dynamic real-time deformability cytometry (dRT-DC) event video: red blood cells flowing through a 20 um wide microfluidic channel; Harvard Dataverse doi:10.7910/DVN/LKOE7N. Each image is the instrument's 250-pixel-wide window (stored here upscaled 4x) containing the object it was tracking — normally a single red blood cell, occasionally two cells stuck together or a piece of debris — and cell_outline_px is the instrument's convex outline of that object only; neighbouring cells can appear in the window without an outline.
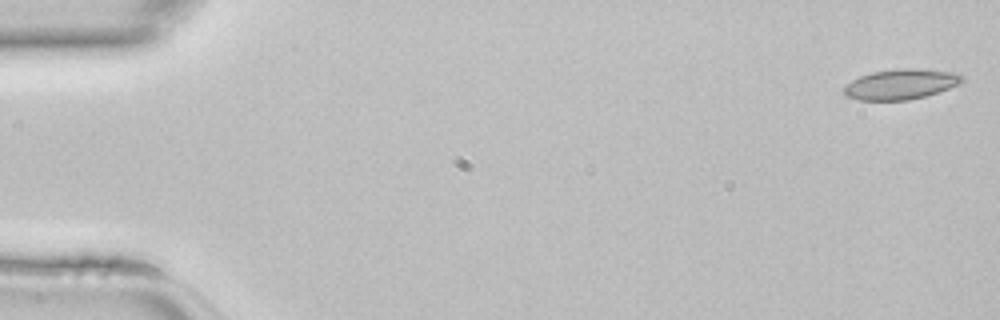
{"species": "common noctule bat (a hibernating species)", "species_latin": "Nyctalus noctula", "temperature_condition": "room temperature", "stored_images_in_passage": 45, "camera_frame_rate_fps": 3000, "um_per_image_px": 0.085, "animal": {"sex": "female", "body_mass_g": 22.7, "forearm_length_mm": 54.2}, "frame": {"image": 1, "passage_image": 1, "time_ms": 0.0, "image_size_px": [1000, 320], "cell_outline_px": [[964, 80], [948, 88], [924, 96], [908, 100], [860, 100], [848, 96], [844, 92], [844, 88], [852, 80], [860, 76], [872, 72], [896, 68], [920, 68], [960, 72], [964, 76]], "centroid_in_image_um": [76.61, 7.13], "position_along_channel_um": 8.4, "area_um2": 20.81}}
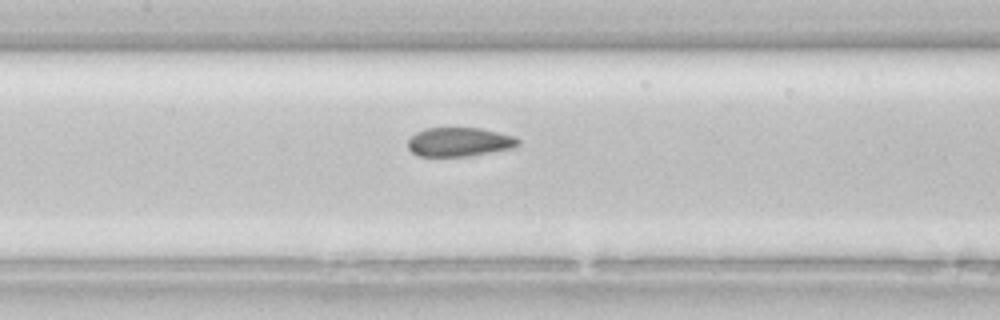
{"frame": {"image": 2, "passage_image": 21, "time_ms": 6.667, "image_size_px": [1000, 320], "cell_outline_px": [[520, 144], [516, 148], [468, 156], [416, 156], [408, 148], [408, 140], [416, 132], [424, 128], [480, 128], [516, 136], [520, 140]], "centroid_in_image_um": [39.07, 12.07], "position_along_channel_um": 168.3, "area_um2": 18.84}}
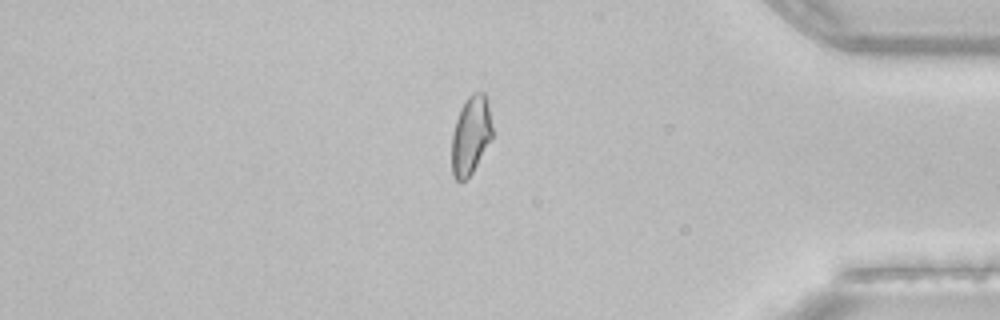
{"frame": {"image": 3, "passage_image": 38, "time_ms": 12.333, "image_size_px": [1000, 320], "cell_outline_px": [[492, 140], [472, 172], [464, 180], [456, 180], [452, 176], [452, 132], [460, 108], [464, 100], [472, 92], [484, 92], [488, 100], [492, 128]], "centroid_in_image_um": [40.02, 11.46], "position_along_channel_um": 395.2, "area_um2": 18.73}}